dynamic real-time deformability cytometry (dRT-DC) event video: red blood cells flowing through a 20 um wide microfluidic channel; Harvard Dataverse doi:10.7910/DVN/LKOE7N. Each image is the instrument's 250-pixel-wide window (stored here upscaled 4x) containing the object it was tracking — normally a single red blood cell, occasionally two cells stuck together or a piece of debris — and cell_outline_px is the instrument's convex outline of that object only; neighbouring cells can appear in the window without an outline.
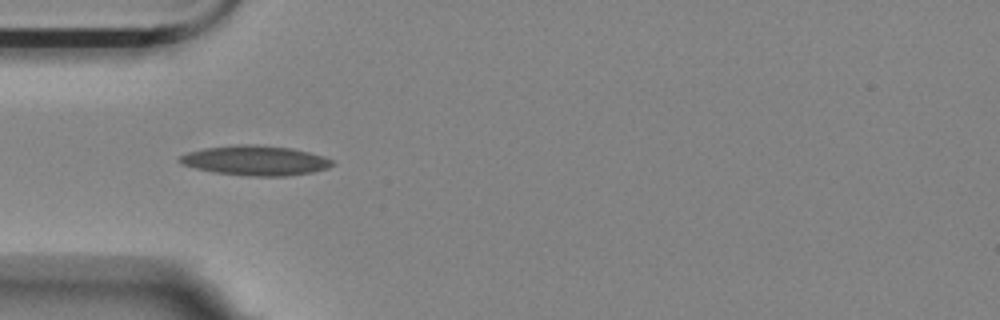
{"species": "Egyptian fruit bat (a non-hibernating species)", "species_latin": "Rousettus aegyptiacus", "temperature_condition": "room temperature", "stored_images_in_passage": 22, "camera_frame_rate_fps": 3000, "um_per_image_px": 0.085, "animal": {"sex": "female"}, "frame": {"image": 1, "passage_image": 1, "time_ms": 0.0, "image_size_px": [1000, 320], "cell_outline_px": [[336, 164], [328, 168], [312, 172], [288, 176], [248, 176], [212, 172], [196, 168], [184, 164], [176, 160], [180, 156], [188, 152], [204, 148], [236, 144], [256, 144], [292, 148], [324, 156], [332, 160]], "centroid_in_image_um": [21.72, 13.64], "position_along_channel_um": 63.3, "area_um2": 26.65}}
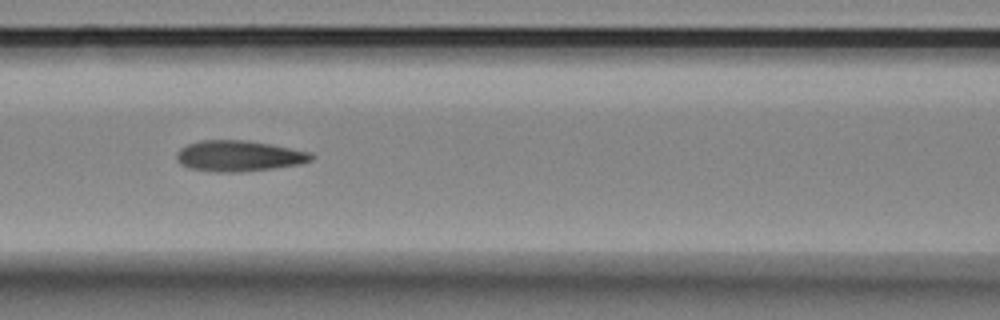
{"frame": {"image": 2, "passage_image": 8, "time_ms": 2.333, "image_size_px": [1000, 320], "cell_outline_px": [[316, 156], [312, 160], [300, 164], [272, 168], [240, 172], [220, 172], [188, 168], [180, 164], [176, 160], [176, 152], [180, 148], [188, 144], [200, 140], [248, 140], [312, 152]], "centroid_in_image_um": [20.3, 13.25], "position_along_channel_um": 146.3, "area_um2": 24.33}}
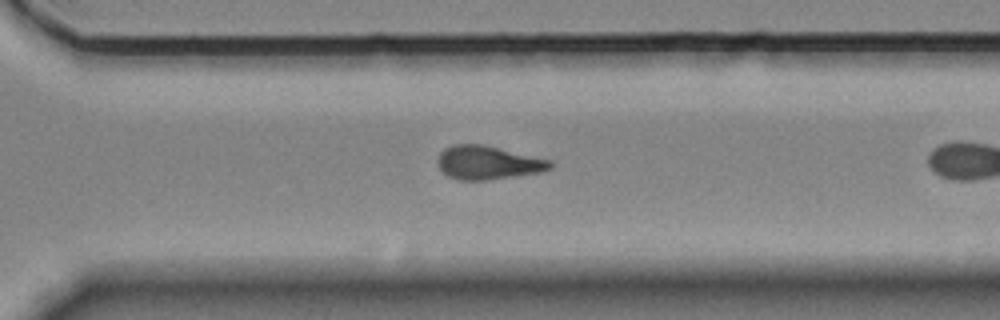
{"frame": {"image": 3, "passage_image": 20, "time_ms": 6.333, "image_size_px": [1000, 320], "cell_outline_px": [[552, 168], [540, 172], [484, 180], [460, 180], [448, 176], [436, 164], [436, 160], [440, 152], [444, 148], [452, 144], [484, 144], [552, 160]], "centroid_in_image_um": [41.45, 13.8], "position_along_channel_um": 329.2, "area_um2": 22.08}}